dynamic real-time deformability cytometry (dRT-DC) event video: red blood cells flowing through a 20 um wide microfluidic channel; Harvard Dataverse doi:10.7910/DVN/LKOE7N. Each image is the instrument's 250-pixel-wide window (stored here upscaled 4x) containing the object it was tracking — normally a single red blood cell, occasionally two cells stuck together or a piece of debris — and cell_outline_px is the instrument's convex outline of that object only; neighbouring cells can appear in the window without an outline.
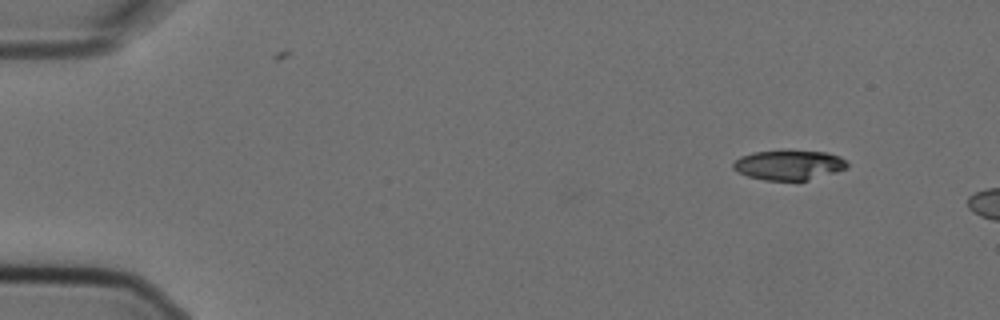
{"species": "Egyptian fruit bat (a non-hibernating species)", "species_latin": "Rousettus aegyptiacus", "temperature_condition": "cold", "stored_images_in_passage": 3, "camera_frame_rate_fps": 3000, "um_per_image_px": 0.085, "animal": {"sex": "female"}, "frame": {"image": 1, "passage_image": 1, "time_ms": 0.0, "image_size_px": [1000, 320], "cell_outline_px": [[848, 168], [836, 172], [808, 180], [764, 180], [748, 176], [736, 172], [732, 168], [732, 164], [740, 156], [752, 152], [788, 148], [828, 152], [840, 156], [848, 164]], "centroid_in_image_um": [67.04, 13.98], "position_along_channel_um": 18.0, "area_um2": 20.58}}